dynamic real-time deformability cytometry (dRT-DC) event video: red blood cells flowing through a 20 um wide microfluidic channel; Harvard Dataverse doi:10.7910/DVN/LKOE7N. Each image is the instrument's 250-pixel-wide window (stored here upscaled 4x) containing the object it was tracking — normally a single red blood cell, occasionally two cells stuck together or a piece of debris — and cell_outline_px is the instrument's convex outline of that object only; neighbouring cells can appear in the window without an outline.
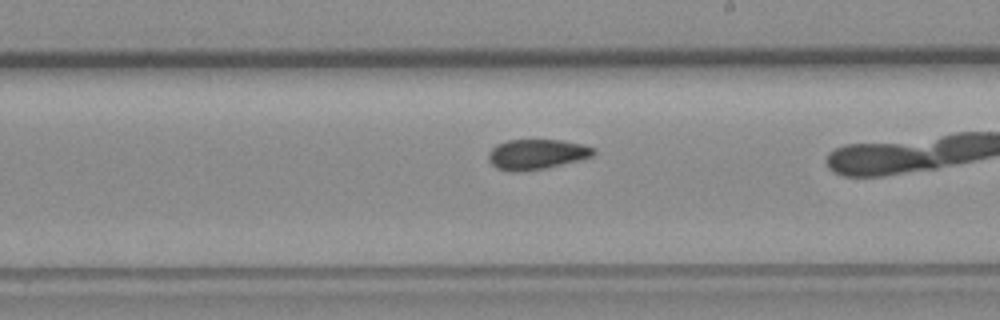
{"species": "common noctule bat (a hibernating species)", "species_latin": "Nyctalus noctula", "temperature_condition": "room temperature", "stored_images_in_passage": 40, "camera_frame_rate_fps": 3000, "um_per_image_px": 0.085, "animal": {"sex": "female", "body_mass_g": 19.3, "forearm_length_mm": 54.1}, "frame": {"image": 1, "passage_image": 29, "time_ms": 9.333, "image_size_px": [1000, 320], "cell_outline_px": [[596, 152], [592, 156], [580, 160], [544, 168], [524, 172], [512, 172], [496, 168], [488, 160], [488, 152], [496, 144], [508, 140], [560, 140], [580, 144], [596, 148]], "centroid_in_image_um": [45.59, 13.12], "position_along_channel_um": 243.4, "area_um2": 18.55}}